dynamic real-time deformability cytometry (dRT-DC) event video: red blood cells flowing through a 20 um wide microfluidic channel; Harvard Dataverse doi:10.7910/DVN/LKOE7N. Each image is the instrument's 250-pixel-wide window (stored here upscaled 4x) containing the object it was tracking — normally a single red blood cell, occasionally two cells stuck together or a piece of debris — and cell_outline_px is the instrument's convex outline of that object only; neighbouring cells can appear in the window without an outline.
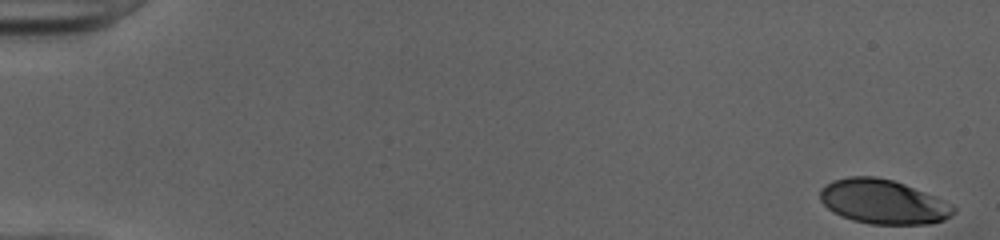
{"species": "human", "species_latin": "Homo sapiens", "temperature_condition": "cold", "stored_images_in_passage": 51, "camera_frame_rate_fps": 3000, "um_per_image_px": 0.085, "donor": {"sex": "female"}, "frame": {"image": 1, "passage_image": 1, "time_ms": 0.0, "image_size_px": [1000, 240], "cell_outline_px": [[956, 212], [952, 216], [944, 220], [928, 224], [868, 224], [852, 220], [840, 216], [832, 212], [820, 200], [820, 188], [832, 180], [848, 176], [876, 176], [892, 180], [904, 184], [936, 196], [956, 204]], "centroid_in_image_um": [75.1, 17.15], "position_along_channel_um": 9.9, "area_um2": 35.03}}
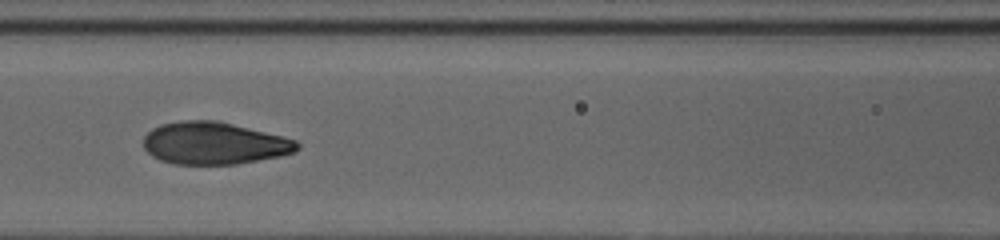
{"frame": {"image": 2, "passage_image": 24, "time_ms": 7.667, "image_size_px": [1000, 240], "cell_outline_px": [[300, 148], [296, 152], [280, 156], [236, 164], [172, 164], [160, 160], [152, 156], [144, 148], [144, 136], [152, 128], [160, 124], [180, 120], [212, 120], [232, 124], [296, 140], [300, 144]], "centroid_in_image_um": [18.17, 12.18], "position_along_channel_um": 148.4, "area_um2": 37.74}}
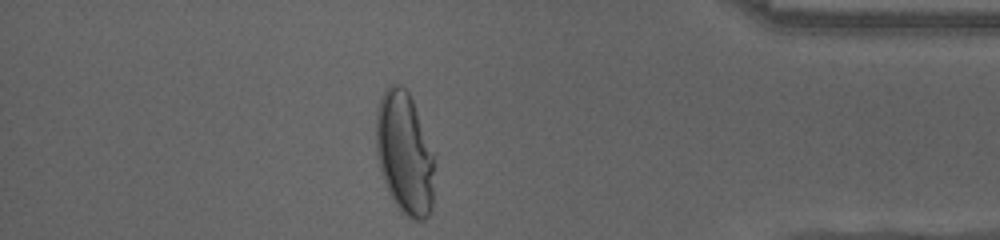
{"frame": {"image": 3, "passage_image": 45, "time_ms": 14.667, "image_size_px": [1000, 240], "cell_outline_px": [[436, 152], [432, 208], [428, 216], [424, 220], [412, 220], [404, 216], [400, 212], [380, 172], [376, 152], [376, 108], [388, 84], [396, 84], [404, 88], [408, 92], [412, 100]], "centroid_in_image_um": [34.43, 13.05], "position_along_channel_um": 400.8, "area_um2": 42.54}}